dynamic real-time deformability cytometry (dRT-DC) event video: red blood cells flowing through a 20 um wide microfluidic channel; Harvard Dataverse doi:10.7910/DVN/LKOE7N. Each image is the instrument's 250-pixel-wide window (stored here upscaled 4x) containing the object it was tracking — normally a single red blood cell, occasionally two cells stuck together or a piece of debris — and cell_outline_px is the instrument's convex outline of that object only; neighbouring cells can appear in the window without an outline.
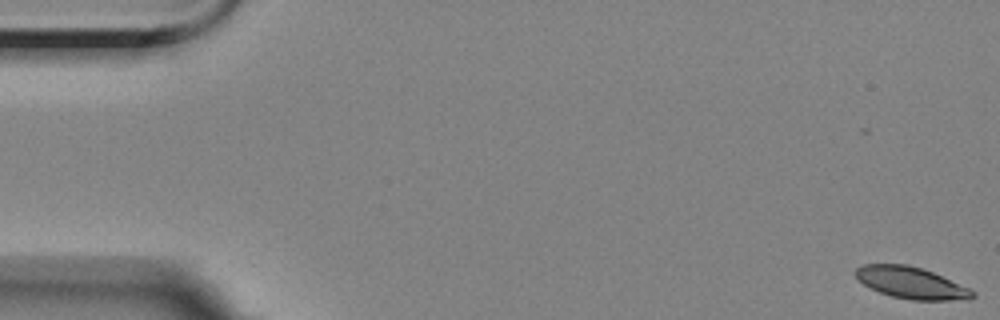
{"species": "Egyptian fruit bat (a non-hibernating species)", "species_latin": "Rousettus aegyptiacus", "temperature_condition": "room temperature", "stored_images_in_passage": 5, "camera_frame_rate_fps": 3000, "um_per_image_px": 0.085, "animal": {"sex": "female"}, "frame": {"image": 1, "passage_image": 1, "time_ms": 0.0, "image_size_px": [1000, 320], "cell_outline_px": [[976, 296], [968, 300], [912, 300], [892, 296], [880, 292], [856, 280], [852, 272], [856, 268], [864, 264], [908, 264], [932, 272], [968, 288], [976, 292]], "centroid_in_image_um": [77.42, 24.04], "position_along_channel_um": 7.6, "area_um2": 21.56}}